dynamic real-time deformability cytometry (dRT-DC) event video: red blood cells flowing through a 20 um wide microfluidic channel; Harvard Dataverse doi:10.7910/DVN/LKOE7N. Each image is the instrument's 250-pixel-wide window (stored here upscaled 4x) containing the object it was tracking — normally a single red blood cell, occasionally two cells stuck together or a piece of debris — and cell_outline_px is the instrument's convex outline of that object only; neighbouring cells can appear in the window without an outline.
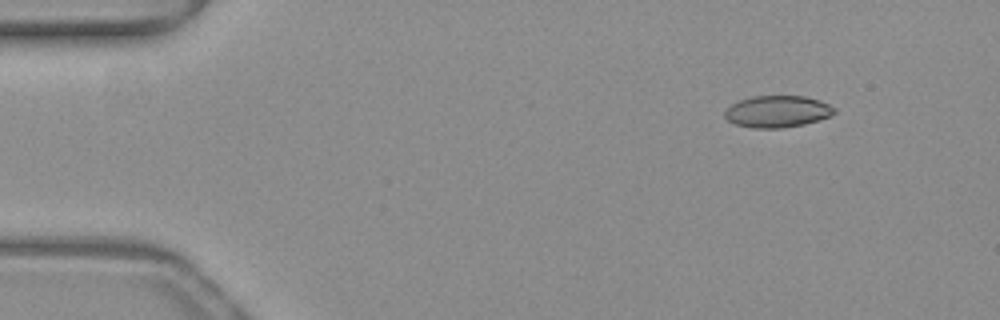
{"species": "common noctule bat (a hibernating species)", "species_latin": "Nyctalus noctula", "temperature_condition": "warm", "stored_images_in_passage": 41, "camera_frame_rate_fps": 3000, "um_per_image_px": 0.085, "animal": {"sex": "female", "body_mass_g": 19.3, "forearm_length_mm": 54.1}, "frame": {"image": 1, "passage_image": 1, "time_ms": 0.0, "image_size_px": [1000, 320], "cell_outline_px": [[836, 112], [832, 116], [820, 120], [804, 124], [780, 128], [752, 128], [736, 124], [728, 120], [724, 116], [724, 112], [732, 104], [740, 100], [752, 96], [804, 96], [820, 100], [836, 108]], "centroid_in_image_um": [66.11, 9.48], "position_along_channel_um": 18.9, "area_um2": 20.35}}
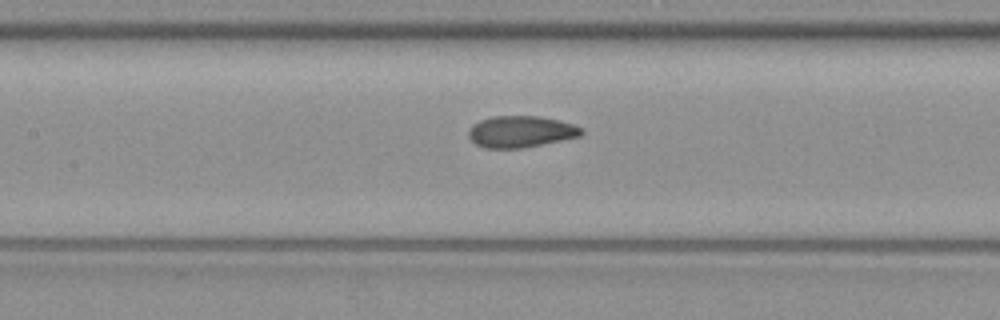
{"frame": {"image": 2, "passage_image": 19, "time_ms": 6.0, "image_size_px": [1000, 320], "cell_outline_px": [[584, 132], [580, 136], [524, 148], [484, 148], [476, 144], [468, 136], [468, 128], [472, 124], [480, 120], [492, 116], [540, 116], [560, 120], [584, 128]], "centroid_in_image_um": [44.26, 11.18], "position_along_channel_um": 163.1, "area_um2": 20.92}}
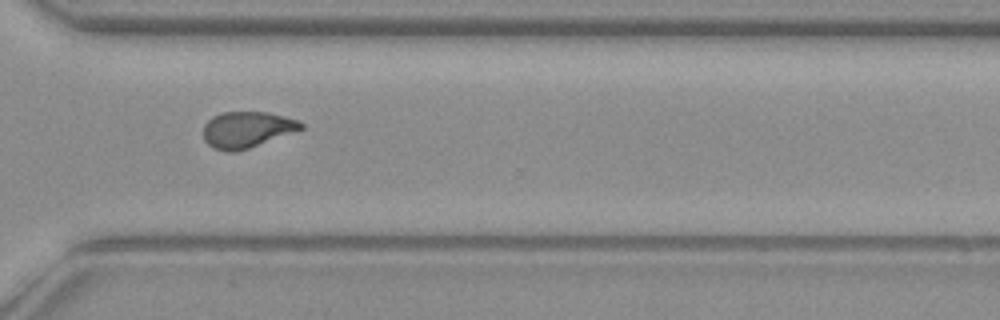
{"frame": {"image": 3, "passage_image": 33, "time_ms": 10.667, "image_size_px": [1000, 320], "cell_outline_px": [[304, 128], [248, 148], [236, 152], [228, 152], [216, 148], [208, 144], [204, 140], [204, 124], [212, 116], [224, 112], [268, 112], [300, 120], [304, 124]], "centroid_in_image_um": [20.99, 11.0], "position_along_channel_um": 349.6, "area_um2": 20.4}, "authors_computed_cell_mechanics": {"area_um2": 20.6346, "velocity_mm_per_s": 4.0009, "shape_relaxation_time_tau1_ms": null, "shape_relaxation_time_tau2_ms": 1.151, "deformation_change_tau1": null, "deformation_change_tau2": 0.0543}}